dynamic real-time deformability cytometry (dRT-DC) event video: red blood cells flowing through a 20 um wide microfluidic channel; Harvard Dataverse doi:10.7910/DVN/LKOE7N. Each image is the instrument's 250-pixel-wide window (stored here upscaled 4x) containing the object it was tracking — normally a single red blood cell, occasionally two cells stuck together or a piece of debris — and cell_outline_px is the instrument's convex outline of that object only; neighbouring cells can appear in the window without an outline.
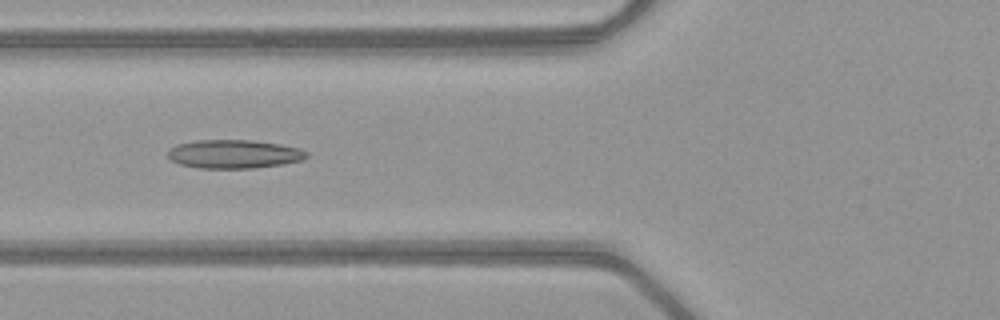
{"species": "common noctule bat (a hibernating species)", "species_latin": "Nyctalus noctula", "temperature_condition": "warm", "stored_images_in_passage": 37, "camera_frame_rate_fps": 3000, "um_per_image_px": 0.085, "animal": {"sex": "female", "body_mass_g": 21.9}, "frame": {"image": 1, "passage_image": 6, "time_ms": 1.667, "image_size_px": [1000, 320], "cell_outline_px": [[308, 156], [304, 160], [284, 164], [252, 168], [200, 168], [180, 164], [172, 160], [168, 156], [168, 152], [176, 144], [196, 140], [252, 140], [280, 144], [300, 148], [308, 152]], "centroid_in_image_um": [19.94, 13.09], "position_along_channel_um": 105.9, "area_um2": 23.18}}
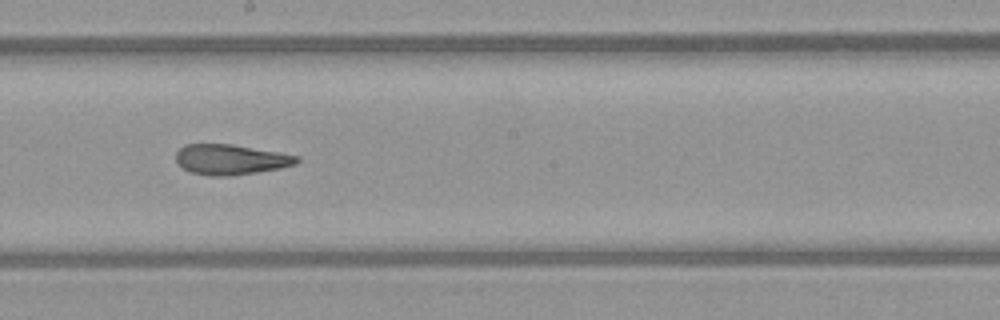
{"frame": {"image": 2, "passage_image": 15, "time_ms": 4.667, "image_size_px": [1000, 320], "cell_outline_px": [[300, 160], [296, 164], [280, 168], [232, 176], [208, 176], [192, 172], [184, 168], [176, 160], [176, 152], [184, 144], [232, 144], [280, 152], [300, 156]], "centroid_in_image_um": [19.63, 13.55], "position_along_channel_um": 228.6, "area_um2": 21.39}}
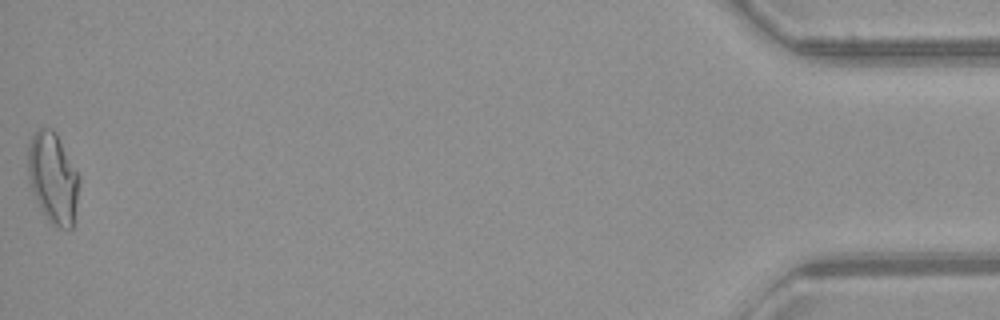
{"frame": {"image": 3, "passage_image": 37, "time_ms": 12.0, "image_size_px": [1000, 320], "cell_outline_px": [[80, 180], [72, 228], [60, 228], [52, 224], [48, 220], [28, 180], [28, 144], [32, 136], [40, 128], [52, 128], [56, 132], [80, 176]], "centroid_in_image_um": [4.52, 15.08], "position_along_channel_um": 430.7, "area_um2": 26.7}, "authors_computed_cell_mechanics": {"area_um2": 22.253, "velocity_mm_per_s": 4.0658, "shape_relaxation_time_tau1_ms": null, "shape_relaxation_time_tau2_ms": 2.5986, "deformation_change_tau1": null, "deformation_change_tau2": 0.1152}}